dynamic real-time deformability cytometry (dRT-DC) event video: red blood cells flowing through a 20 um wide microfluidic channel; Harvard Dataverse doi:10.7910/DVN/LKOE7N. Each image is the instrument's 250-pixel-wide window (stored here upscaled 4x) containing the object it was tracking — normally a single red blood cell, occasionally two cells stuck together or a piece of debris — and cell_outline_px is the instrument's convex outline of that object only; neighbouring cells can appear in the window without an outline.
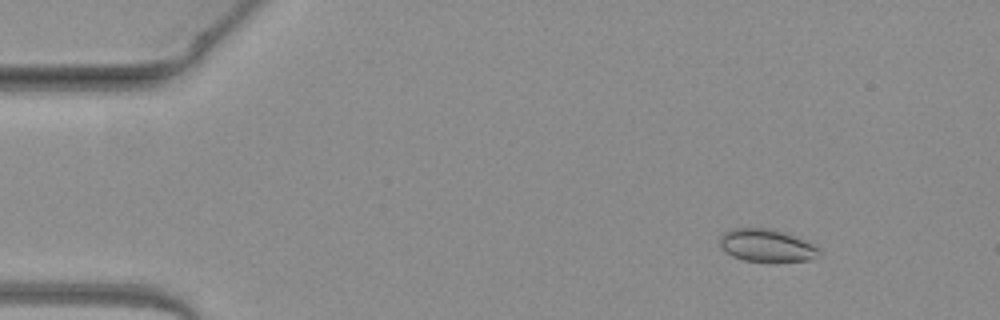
{"species": "common noctule bat (a hibernating species)", "species_latin": "Nyctalus noctula", "temperature_condition": "warm", "stored_images_in_passage": 50, "camera_frame_rate_fps": 3000, "um_per_image_px": 0.085, "animal": {"sex": "female", "body_mass_g": 19.3, "forearm_length_mm": 54.1}, "frame": {"image": 1, "passage_image": 6, "time_ms": 1.667, "image_size_px": [1000, 320], "cell_outline_px": [[824, 252], [820, 256], [808, 260], [772, 264], [744, 260], [732, 256], [720, 248], [720, 236], [724, 232], [732, 228], [768, 228], [788, 232], [808, 240], [820, 248]], "centroid_in_image_um": [65.25, 20.89], "position_along_channel_um": 19.7, "area_um2": 20.0}}
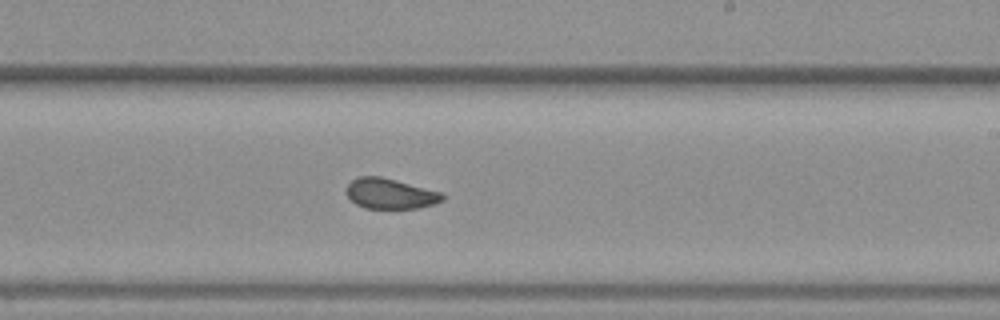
{"frame": {"image": 2, "passage_image": 30, "time_ms": 9.667, "image_size_px": [1000, 320], "cell_outline_px": [[444, 200], [420, 208], [364, 208], [356, 204], [348, 196], [348, 184], [352, 180], [360, 176], [380, 176], [444, 192]], "centroid_in_image_um": [33.22, 16.46], "position_along_channel_um": 255.8, "area_um2": 16.94}}
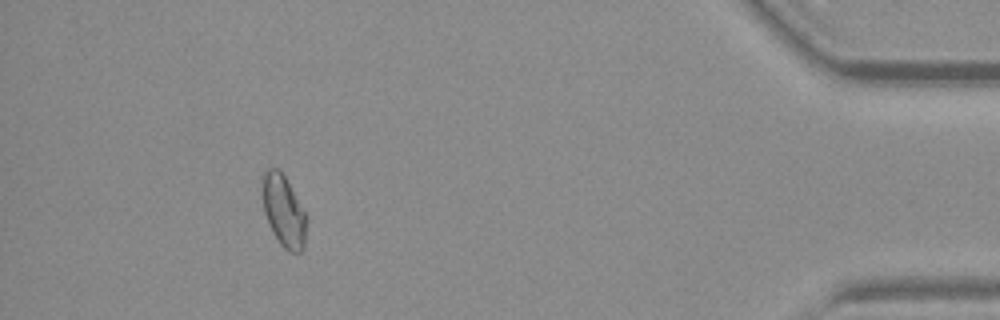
{"frame": {"image": 3, "passage_image": 46, "time_ms": 15.0, "image_size_px": [1000, 320], "cell_outline_px": [[304, 248], [300, 252], [288, 252], [280, 244], [272, 232], [264, 212], [264, 172], [268, 168], [276, 168], [284, 176], [304, 212]], "centroid_in_image_um": [24.09, 17.98], "position_along_channel_um": 411.1, "area_um2": 17.4}, "authors_computed_cell_mechanics": {"area_um2": 18.2648, "velocity_mm_per_s": 4.0862, "shape_relaxation_time_tau1_ms": null, "shape_relaxation_time_tau2_ms": 0.9419, "deformation_change_tau1": null, "deformation_change_tau2": 0.0386}}